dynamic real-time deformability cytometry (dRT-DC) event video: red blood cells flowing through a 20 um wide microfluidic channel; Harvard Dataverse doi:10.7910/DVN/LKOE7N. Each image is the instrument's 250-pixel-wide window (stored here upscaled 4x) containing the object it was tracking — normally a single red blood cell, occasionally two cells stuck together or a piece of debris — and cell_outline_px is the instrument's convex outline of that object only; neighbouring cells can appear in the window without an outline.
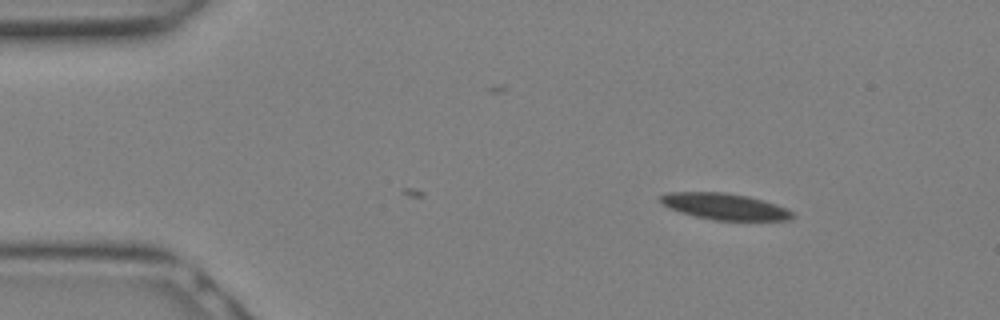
{"species": "Egyptian fruit bat (a non-hibernating species)", "species_latin": "Rousettus aegyptiacus", "temperature_condition": "warm", "stored_images_in_passage": 3, "camera_frame_rate_fps": 3000, "um_per_image_px": 0.085, "animal": {"sex": "female"}, "frame": {"image": 1, "passage_image": 3, "time_ms": 0.667, "image_size_px": [1000, 320], "cell_outline_px": [[796, 216], [792, 220], [716, 220], [696, 216], [680, 212], [668, 208], [660, 200], [660, 196], [668, 192], [724, 192], [748, 196], [764, 200], [788, 208]], "centroid_in_image_um": [61.65, 17.55], "position_along_channel_um": 23.4, "area_um2": 20.29}}